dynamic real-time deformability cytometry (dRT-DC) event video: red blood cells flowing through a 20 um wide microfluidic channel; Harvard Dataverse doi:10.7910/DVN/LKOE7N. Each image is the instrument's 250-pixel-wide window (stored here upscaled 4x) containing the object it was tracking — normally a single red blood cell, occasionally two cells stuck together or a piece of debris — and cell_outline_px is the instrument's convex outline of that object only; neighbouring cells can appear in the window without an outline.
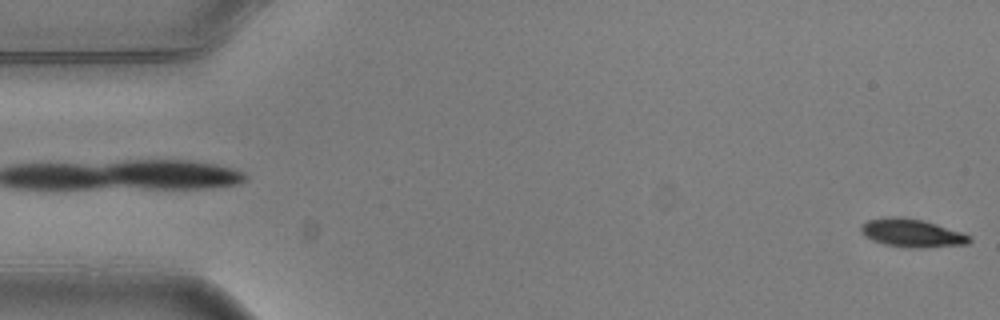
{"species": "common noctule bat (a hibernating species)", "species_latin": "Nyctalus noctula", "temperature_condition": "warm", "stored_images_in_passage": 5, "camera_frame_rate_fps": 3000, "um_per_image_px": 0.085, "animal": {"sex": "male", "body_mass_g": 20.5, "forearm_length_mm": 52.5}, "frame": {"image": 1, "passage_image": 1, "time_ms": 0.0, "image_size_px": [1000, 320], "cell_outline_px": [[972, 240], [968, 244], [920, 248], [908, 248], [884, 244], [872, 240], [864, 236], [860, 232], [860, 224], [868, 220], [888, 216], [896, 216], [920, 220], [936, 224], [972, 236]], "centroid_in_image_um": [77.47, 19.81], "position_along_channel_um": 7.5, "area_um2": 17.86}}
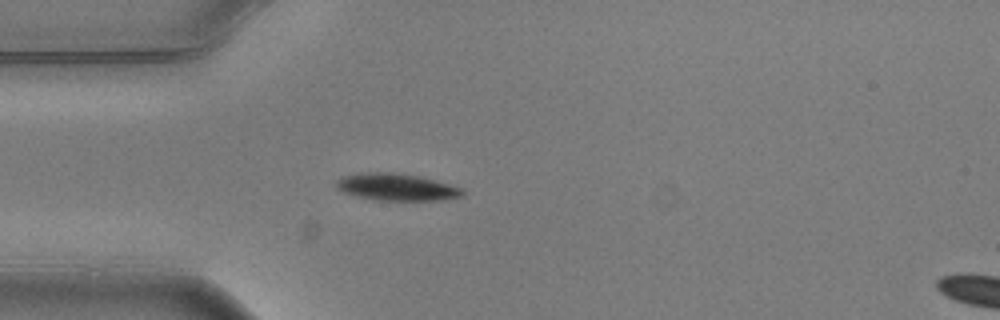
{"frame": {"image": 2, "passage_image": 5, "time_ms": 1.333, "image_size_px": [1000, 320], "cell_outline_px": [[464, 196], [444, 200], [376, 200], [356, 196], [344, 192], [336, 188], [336, 180], [344, 176], [360, 172], [392, 172], [416, 176], [448, 184], [460, 188], [464, 192]], "centroid_in_image_um": [33.67, 15.9], "position_along_channel_um": 51.3, "area_um2": 19.71}}